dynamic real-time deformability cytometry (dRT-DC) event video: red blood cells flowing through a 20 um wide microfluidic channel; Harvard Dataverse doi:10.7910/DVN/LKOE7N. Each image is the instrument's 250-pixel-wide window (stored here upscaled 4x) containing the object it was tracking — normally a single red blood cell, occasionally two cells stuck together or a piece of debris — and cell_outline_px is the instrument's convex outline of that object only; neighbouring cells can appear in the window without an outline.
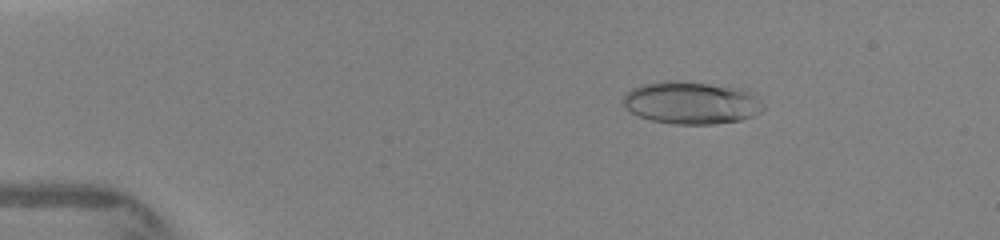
{"species": "human", "species_latin": "Homo sapiens", "temperature_condition": "warm", "stored_images_in_passage": 19, "camera_frame_rate_fps": 3000, "um_per_image_px": 0.085, "donor": {"sex": "female"}, "frame": {"image": 1, "passage_image": 6, "time_ms": 2.333, "image_size_px": [1000, 240], "cell_outline_px": [[764, 108], [760, 112], [752, 116], [740, 120], [712, 124], [672, 124], [652, 120], [640, 116], [632, 112], [620, 104], [624, 92], [640, 84], [660, 80], [680, 80], [748, 88], [764, 104]], "centroid_in_image_um": [58.75, 8.7], "position_along_channel_um": 26.3, "area_um2": 35.55}}
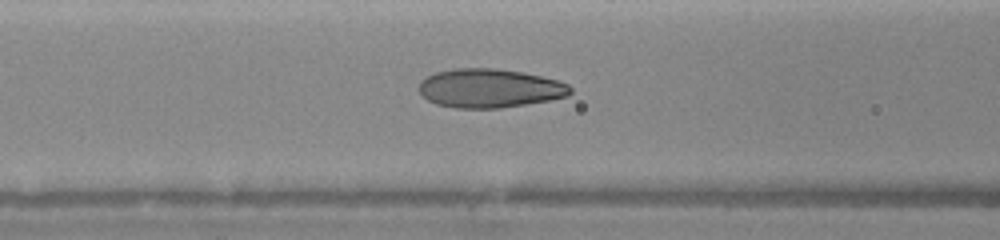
{"frame": {"image": 2, "passage_image": 14, "time_ms": 6.333, "image_size_px": [1000, 240], "cell_outline_px": [[572, 92], [568, 96], [548, 100], [500, 108], [456, 108], [436, 104], [428, 100], [420, 92], [420, 84], [428, 76], [436, 72], [452, 68], [496, 68], [524, 72], [556, 80], [568, 84], [572, 88]], "centroid_in_image_um": [41.64, 7.49], "position_along_channel_um": 125.0, "area_um2": 34.1}}
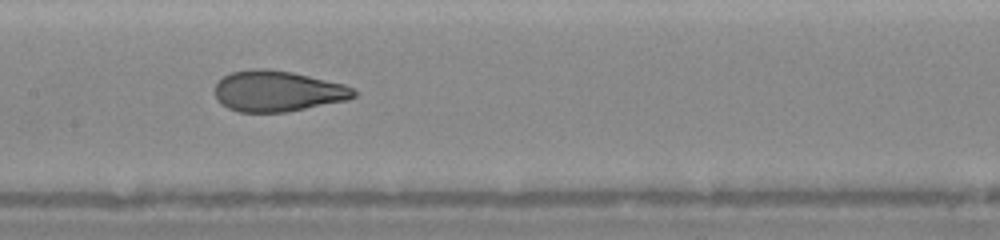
{"frame": {"image": 3, "passage_image": 16, "time_ms": 7.667, "image_size_px": [1000, 240], "cell_outline_px": [[356, 96], [348, 100], [288, 112], [236, 112], [220, 104], [216, 96], [216, 84], [224, 76], [232, 72], [252, 68], [264, 68], [292, 72], [344, 84], [352, 88], [356, 92]], "centroid_in_image_um": [23.6, 7.75], "position_along_channel_um": 183.8, "area_um2": 33.12}}